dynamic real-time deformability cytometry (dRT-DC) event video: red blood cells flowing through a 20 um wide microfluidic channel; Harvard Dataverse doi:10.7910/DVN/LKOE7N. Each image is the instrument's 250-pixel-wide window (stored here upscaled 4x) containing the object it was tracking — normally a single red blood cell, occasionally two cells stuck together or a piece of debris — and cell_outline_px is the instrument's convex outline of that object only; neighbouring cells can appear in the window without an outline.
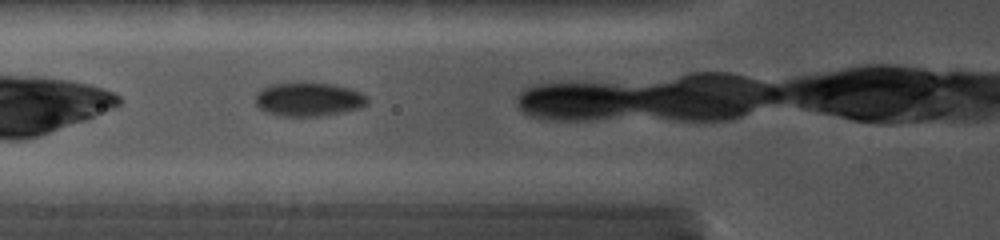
{"species": "common noctule bat (a hibernating species)", "species_latin": "Nyctalus noctula", "temperature_condition": "cold", "stored_images_in_passage": 15, "camera_frame_rate_fps": 5000, "um_per_image_px": 0.085, "animal": {"sex": "female", "body_mass_g": 19.0, "forearm_length_mm": 56.7}, "frame": {"image": 1, "passage_image": 4, "time_ms": 1.6, "image_size_px": [1000, 240], "cell_outline_px": [[368, 104], [360, 108], [320, 116], [284, 116], [268, 112], [260, 108], [256, 104], [256, 92], [260, 88], [272, 84], [288, 80], [312, 80], [336, 84], [352, 88], [368, 96]], "centroid_in_image_um": [26.24, 8.37], "position_along_channel_um": 99.6, "area_um2": 23.06}}